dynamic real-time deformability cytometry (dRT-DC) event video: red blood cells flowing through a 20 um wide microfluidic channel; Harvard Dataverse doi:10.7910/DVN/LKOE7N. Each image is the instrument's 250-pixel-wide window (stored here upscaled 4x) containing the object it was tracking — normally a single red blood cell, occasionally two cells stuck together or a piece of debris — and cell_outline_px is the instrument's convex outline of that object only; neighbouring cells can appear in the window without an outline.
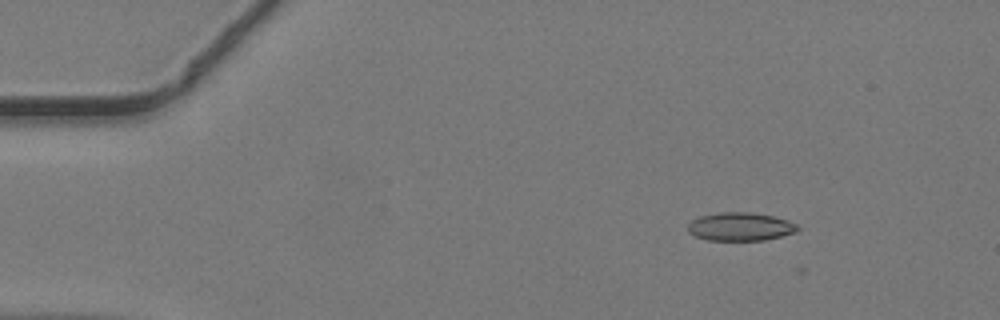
{"species": "common noctule bat (a hibernating species)", "species_latin": "Nyctalus noctula", "temperature_condition": "warm", "stored_images_in_passage": 42, "camera_frame_rate_fps": 3000, "um_per_image_px": 0.085, "animal": {"sex": "male", "body_mass_g": 19.2, "forearm_length_mm": 51.8}, "frame": {"image": 1, "passage_image": 1, "time_ms": 0.0, "image_size_px": [1000, 320], "cell_outline_px": [[800, 228], [796, 232], [764, 240], [708, 240], [696, 236], [688, 232], [688, 224], [692, 220], [700, 216], [724, 212], [748, 212], [772, 216], [788, 220], [796, 224]], "centroid_in_image_um": [62.93, 19.27], "position_along_channel_um": 22.1, "area_um2": 17.92}}
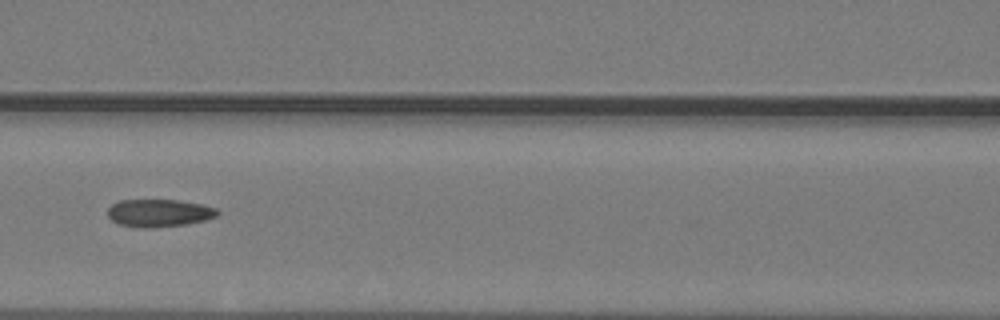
{"frame": {"image": 2, "passage_image": 16, "time_ms": 5.0, "image_size_px": [1000, 320], "cell_outline_px": [[220, 212], [216, 216], [204, 220], [188, 224], [152, 228], [140, 228], [120, 224], [112, 220], [108, 216], [108, 208], [112, 204], [120, 200], [176, 200], [200, 204], [216, 208]], "centroid_in_image_um": [13.51, 18.11], "position_along_channel_um": 153.1, "area_um2": 17.63}}
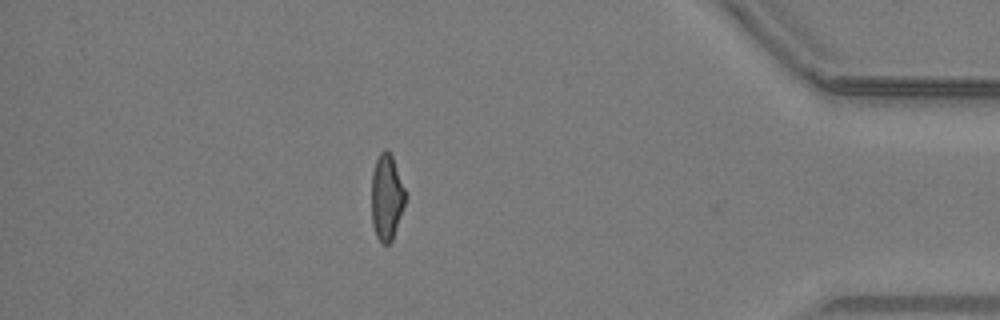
{"frame": {"image": 3, "passage_image": 36, "time_ms": 11.667, "image_size_px": [1000, 320], "cell_outline_px": [[408, 196], [392, 240], [388, 244], [384, 244], [376, 236], [372, 224], [372, 172], [376, 160], [380, 152], [384, 148], [392, 156]], "centroid_in_image_um": [32.88, 16.76], "position_along_channel_um": 402.3, "area_um2": 16.99}}